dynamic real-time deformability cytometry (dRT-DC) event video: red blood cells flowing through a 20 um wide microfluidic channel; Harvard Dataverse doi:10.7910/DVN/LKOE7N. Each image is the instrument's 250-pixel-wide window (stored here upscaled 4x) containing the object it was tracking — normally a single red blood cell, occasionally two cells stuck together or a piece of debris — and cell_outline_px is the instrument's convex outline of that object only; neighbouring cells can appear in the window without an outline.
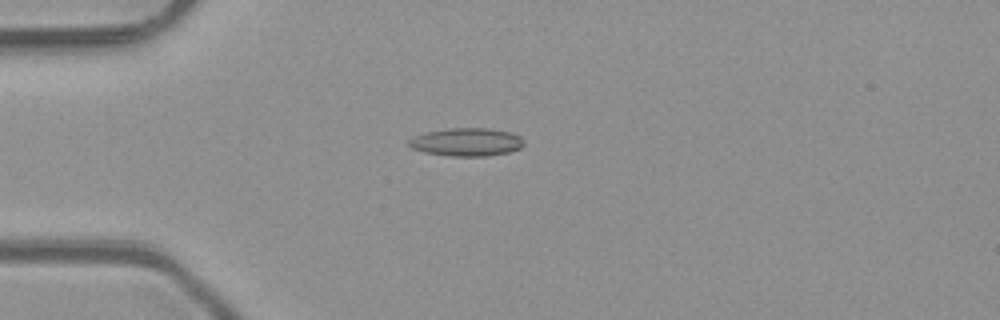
{"species": "common noctule bat (a hibernating species)", "species_latin": "Nyctalus noctula", "temperature_condition": "room temperature", "stored_images_in_passage": 38, "camera_frame_rate_fps": 3000, "um_per_image_px": 0.085, "animal": {"sex": "male", "body_mass_g": 23.1, "forearm_length_mm": 52.7}, "frame": {"image": 1, "passage_image": 1, "time_ms": 0.0, "image_size_px": [1000, 320], "cell_outline_px": [[524, 144], [520, 148], [508, 152], [488, 156], [448, 156], [424, 152], [412, 148], [408, 144], [408, 140], [412, 136], [428, 132], [448, 128], [488, 128], [512, 132], [520, 136], [524, 140]], "centroid_in_image_um": [39.67, 12.07], "position_along_channel_um": 45.3, "area_um2": 18.96}}
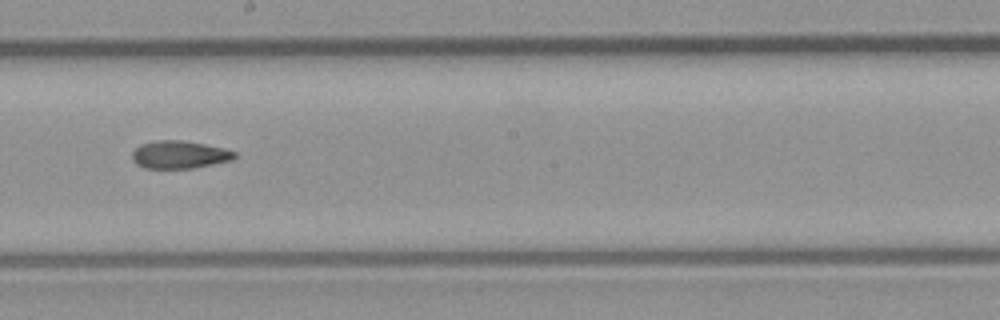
{"frame": {"image": 2, "passage_image": 16, "time_ms": 5.0, "image_size_px": [1000, 320], "cell_outline_px": [[236, 156], [232, 160], [192, 168], [144, 168], [136, 164], [132, 160], [132, 152], [140, 144], [156, 140], [184, 140], [224, 148], [236, 152]], "centroid_in_image_um": [15.23, 13.14], "position_along_channel_um": 233.0, "area_um2": 16.59}}
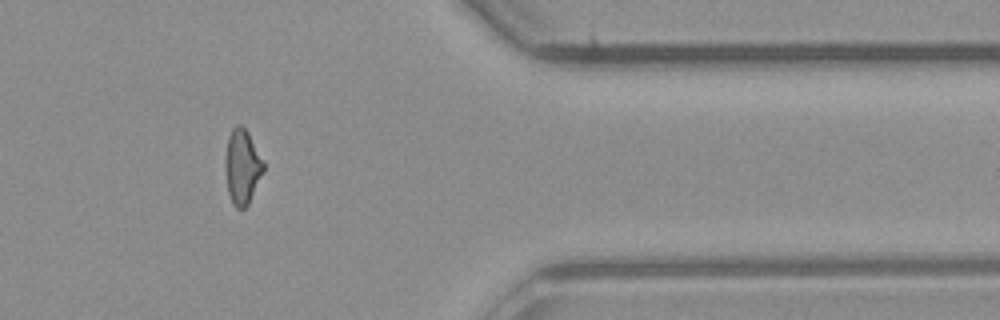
{"frame": {"image": 3, "passage_image": 29, "time_ms": 9.333, "image_size_px": [1000, 320], "cell_outline_px": [[264, 172], [248, 204], [244, 208], [236, 208], [232, 204], [228, 192], [224, 168], [224, 160], [228, 136], [232, 128], [236, 124], [240, 124], [248, 132], [264, 164]], "centroid_in_image_um": [20.56, 14.17], "position_along_channel_um": 390.8, "area_um2": 16.76}, "authors_computed_cell_mechanics": {"area_um2": 16.8198, "velocity_mm_per_s": 4.1331, "shape_relaxation_time_tau1_ms": null, "shape_relaxation_time_tau2_ms": 3.7766, "deformation_change_tau1": null, "deformation_change_tau2": 0.1224}}